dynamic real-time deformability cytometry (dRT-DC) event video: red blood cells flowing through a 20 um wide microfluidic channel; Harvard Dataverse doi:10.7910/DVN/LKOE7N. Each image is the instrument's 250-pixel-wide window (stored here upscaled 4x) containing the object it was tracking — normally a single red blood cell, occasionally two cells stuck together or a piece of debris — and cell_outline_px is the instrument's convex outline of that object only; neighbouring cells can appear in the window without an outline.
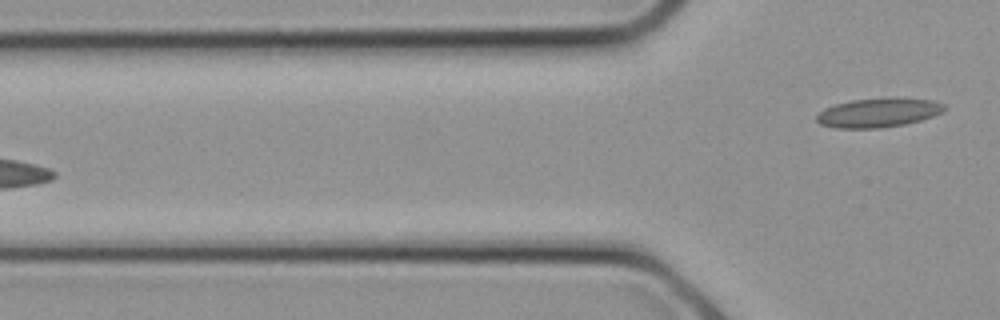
{"species": "common noctule bat (a hibernating species)", "species_latin": "Nyctalus noctula", "temperature_condition": "cold", "stored_images_in_passage": 10, "segment_of_instrument_passage": [2, 2], "camera_frame_rate_fps": 3000, "um_per_image_px": 0.085, "animal": {"sex": "female", "body_mass_g": 21.9}, "frame": {"image": 1, "passage_image": 10, "time_ms": 3.0, "image_size_px": [1000, 320], "cell_outline_px": [[944, 108], [940, 112], [932, 116], [920, 120], [904, 124], [876, 128], [836, 128], [820, 124], [816, 120], [816, 116], [824, 108], [836, 104], [852, 100], [888, 96], [892, 96], [932, 100], [944, 104]], "centroid_in_image_um": [74.63, 9.55], "position_along_channel_um": 51.2, "area_um2": 21.79}}